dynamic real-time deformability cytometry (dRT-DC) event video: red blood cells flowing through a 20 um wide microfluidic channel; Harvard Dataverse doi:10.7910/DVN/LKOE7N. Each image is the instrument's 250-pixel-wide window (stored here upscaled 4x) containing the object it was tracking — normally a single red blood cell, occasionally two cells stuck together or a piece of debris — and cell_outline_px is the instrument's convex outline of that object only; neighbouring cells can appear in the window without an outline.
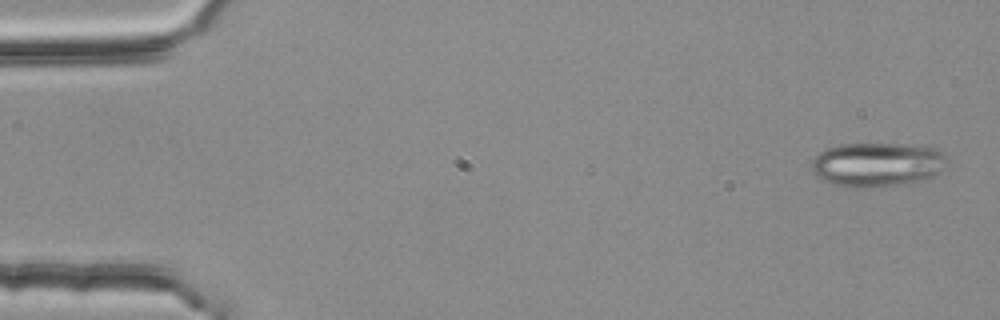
{"species": "common noctule bat (a hibernating species)", "species_latin": "Nyctalus noctula", "temperature_condition": "room temperature", "stored_images_in_passage": 4, "camera_frame_rate_fps": 3000, "um_per_image_px": 0.085, "animal": {"sex": "female", "body_mass_g": 25.1}, "frame": {"image": 1, "passage_image": 1, "time_ms": 0.0, "image_size_px": [1000, 320], "cell_outline_px": [[948, 156], [940, 172], [932, 176], [912, 184], [868, 188], [860, 188], [832, 184], [816, 176], [812, 168], [812, 160], [820, 152], [828, 148], [840, 144], [904, 144], [936, 148]], "centroid_in_image_um": [74.58, 14.0], "position_along_channel_um": 10.4, "area_um2": 35.08}}